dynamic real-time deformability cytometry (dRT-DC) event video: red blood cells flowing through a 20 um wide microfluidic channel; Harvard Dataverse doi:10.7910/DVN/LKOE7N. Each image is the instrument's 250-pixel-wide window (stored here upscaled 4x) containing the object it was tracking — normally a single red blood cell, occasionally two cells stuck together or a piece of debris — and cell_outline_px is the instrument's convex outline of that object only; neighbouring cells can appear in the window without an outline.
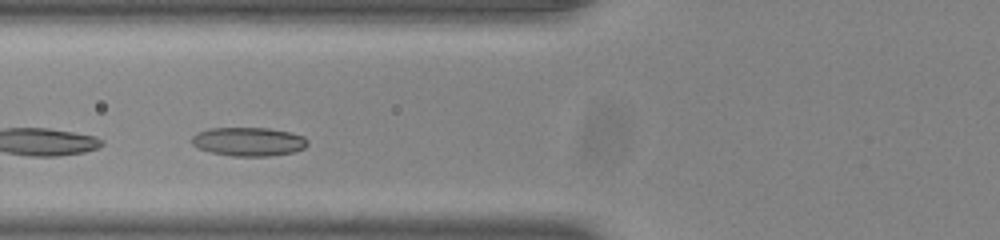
{"species": "common noctule bat (a hibernating species)", "species_latin": "Nyctalus noctula", "temperature_condition": "room temperature", "stored_images_in_passage": 36, "camera_frame_rate_fps": 3000, "um_per_image_px": 0.085, "animal": {"sex": "male", "body_mass_g": 20.0, "forearm_length_mm": 53.3}, "frame": {"image": 1, "passage_image": 6, "time_ms": 1.667, "image_size_px": [1000, 240], "cell_outline_px": [[308, 144], [304, 148], [292, 152], [268, 156], [232, 156], [212, 152], [200, 148], [192, 144], [192, 136], [196, 132], [212, 128], [268, 128], [288, 132], [304, 136], [308, 140]], "centroid_in_image_um": [21.13, 12.03], "position_along_channel_um": 104.7, "area_um2": 19.25}}
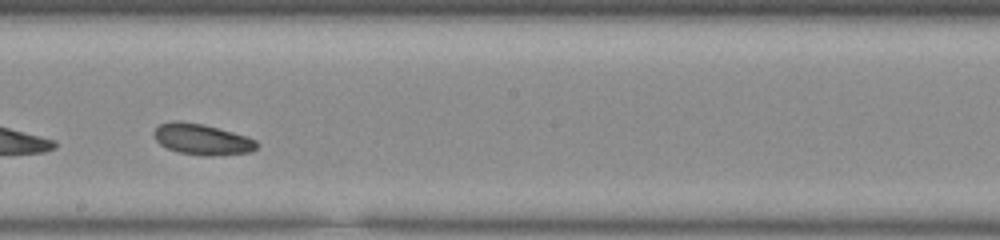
{"frame": {"image": 2, "passage_image": 16, "time_ms": 5.0, "image_size_px": [1000, 240], "cell_outline_px": [[260, 144], [252, 152], [212, 156], [204, 156], [180, 152], [168, 148], [160, 144], [156, 140], [152, 132], [160, 124], [172, 120], [180, 120], [204, 124], [248, 136], [256, 140]], "centroid_in_image_um": [17.2, 11.83], "position_along_channel_um": 231.0, "area_um2": 18.79}, "authors_computed_cell_mechanics": {"area_um2": 18.9006, "velocity_mm_per_s": 3.7952, "shape_relaxation_time_tau1_ms": 5.7922, "shape_relaxation_time_tau2_ms": null, "deformation_change_tau1": 0.1045, "deformation_change_tau2": null}}